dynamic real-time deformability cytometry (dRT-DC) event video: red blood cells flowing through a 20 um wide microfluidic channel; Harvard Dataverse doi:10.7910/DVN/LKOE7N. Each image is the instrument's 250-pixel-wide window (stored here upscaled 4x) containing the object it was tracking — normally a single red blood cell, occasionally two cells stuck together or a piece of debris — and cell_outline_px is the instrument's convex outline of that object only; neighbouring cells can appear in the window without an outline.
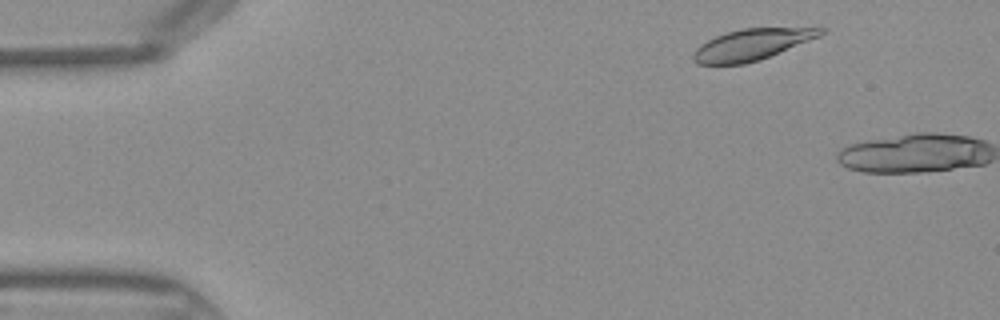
{"species": "Egyptian fruit bat (a non-hibernating species)", "species_latin": "Rousettus aegyptiacus", "temperature_condition": "warm", "stored_images_in_passage": 4, "camera_frame_rate_fps": 3000, "um_per_image_px": 0.085, "frame": {"image": 1, "passage_image": 3, "time_ms": 0.667, "image_size_px": [1000, 320], "cell_outline_px": [[828, 28], [820, 36], [760, 60], [744, 64], [696, 64], [692, 60], [692, 56], [696, 48], [700, 44], [716, 36], [740, 28]], "centroid_in_image_um": [63.87, 3.79], "position_along_channel_um": 21.1, "area_um2": 23.0}}